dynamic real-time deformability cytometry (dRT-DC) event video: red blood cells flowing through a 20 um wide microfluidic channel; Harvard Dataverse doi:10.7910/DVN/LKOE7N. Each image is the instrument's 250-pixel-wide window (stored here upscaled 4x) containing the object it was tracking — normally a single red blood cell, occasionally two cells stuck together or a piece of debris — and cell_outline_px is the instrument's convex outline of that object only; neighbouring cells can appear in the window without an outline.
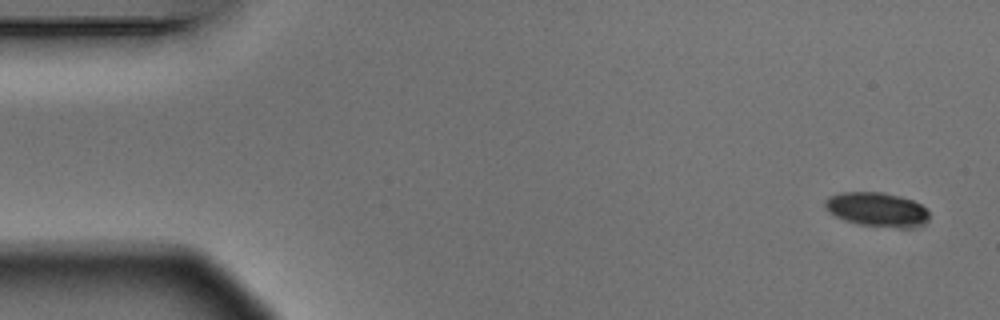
{"species": "Egyptian fruit bat (a non-hibernating species)", "species_latin": "Rousettus aegyptiacus", "temperature_condition": "warm", "stored_images_in_passage": 6, "camera_frame_rate_fps": 3000, "um_per_image_px": 0.085, "animal": {"sex": "male"}, "frame": {"image": 1, "passage_image": 1, "time_ms": 0.0, "image_size_px": [1000, 320], "cell_outline_px": [[928, 220], [912, 228], [900, 228], [860, 224], [844, 220], [828, 212], [824, 208], [824, 200], [828, 196], [844, 192], [884, 192], [900, 196], [912, 200], [920, 204], [928, 212]], "centroid_in_image_um": [74.5, 17.79], "position_along_channel_um": 10.5, "area_um2": 20.75}}
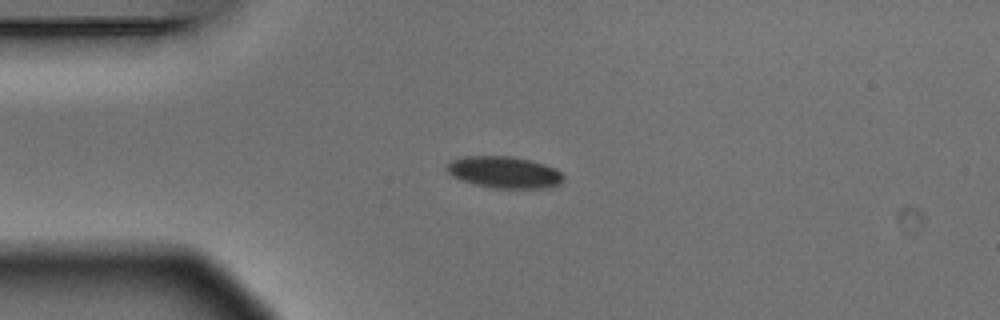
{"frame": {"image": 2, "passage_image": 4, "time_ms": 1.0, "image_size_px": [1000, 320], "cell_outline_px": [[564, 180], [560, 184], [548, 188], [492, 188], [476, 184], [452, 176], [448, 172], [448, 164], [452, 160], [464, 156], [512, 156], [544, 164], [556, 168], [564, 176]], "centroid_in_image_um": [42.91, 14.64], "position_along_channel_um": 42.1, "area_um2": 21.39}}
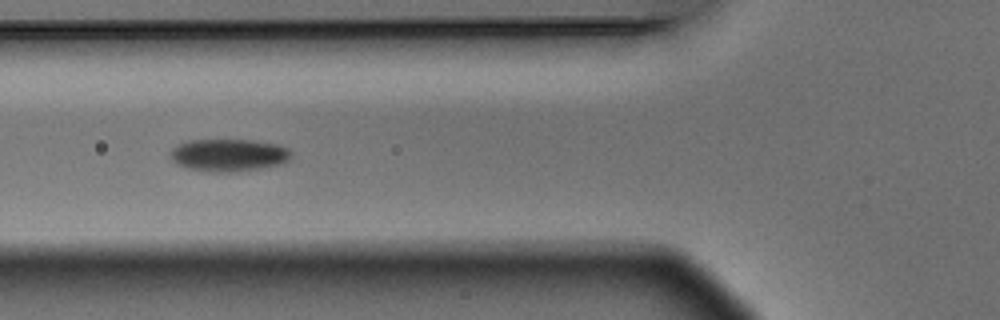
{"frame": {"image": 3, "passage_image": 6, "time_ms": 1.667, "image_size_px": [1000, 320], "cell_outline_px": [[292, 152], [288, 160], [264, 168], [240, 172], [208, 172], [184, 168], [176, 164], [168, 156], [172, 148], [188, 140], [252, 140], [276, 144], [288, 148]], "centroid_in_image_um": [19.38, 13.2], "position_along_channel_um": 106.4, "area_um2": 23.12}}